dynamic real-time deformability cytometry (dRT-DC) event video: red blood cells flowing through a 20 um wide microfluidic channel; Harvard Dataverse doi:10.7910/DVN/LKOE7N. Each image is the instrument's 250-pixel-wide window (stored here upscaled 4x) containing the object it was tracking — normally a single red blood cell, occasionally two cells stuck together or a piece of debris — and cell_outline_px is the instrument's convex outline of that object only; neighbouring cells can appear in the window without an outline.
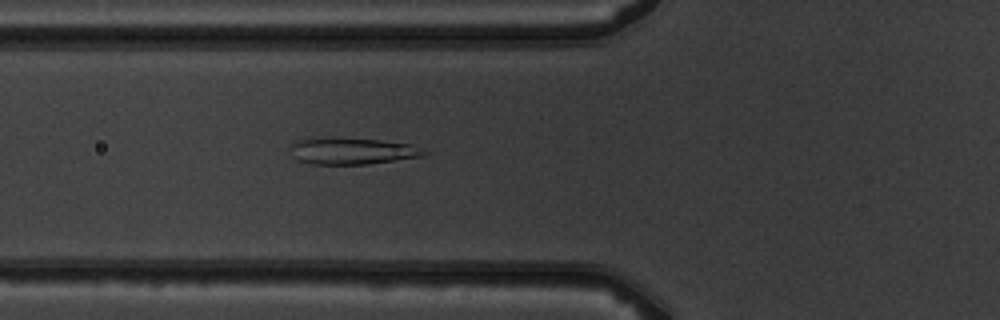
{"species": "common noctule bat (a hibernating species)", "species_latin": "Nyctalus noctula", "temperature_condition": "warm", "stored_images_in_passage": 6, "camera_frame_rate_fps": 3000, "um_per_image_px": 0.085, "animal": {"sex": "male", "body_mass_g": 19.5, "forearm_length_mm": 54.6}, "frame": {"image": 1, "passage_image": 6, "time_ms": 6.333, "image_size_px": [1000, 320], "cell_outline_px": [[428, 152], [424, 156], [368, 164], [312, 164], [296, 160], [292, 144], [300, 140], [328, 136], [380, 140], [408, 144]], "centroid_in_image_um": [29.94, 12.83], "position_along_channel_um": 95.9, "area_um2": 20.58}}